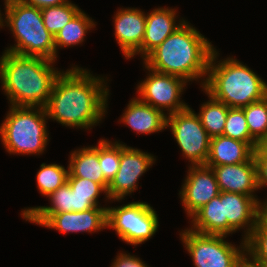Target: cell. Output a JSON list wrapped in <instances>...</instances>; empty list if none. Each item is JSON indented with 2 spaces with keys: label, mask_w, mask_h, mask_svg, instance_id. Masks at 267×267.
<instances>
[{
  "label": "cell",
  "mask_w": 267,
  "mask_h": 267,
  "mask_svg": "<svg viewBox=\"0 0 267 267\" xmlns=\"http://www.w3.org/2000/svg\"><path fill=\"white\" fill-rule=\"evenodd\" d=\"M105 82L106 78L95 77L77 65L62 70L45 106L47 118L73 129H92L107 112L109 89Z\"/></svg>",
  "instance_id": "6da1fadb"
},
{
  "label": "cell",
  "mask_w": 267,
  "mask_h": 267,
  "mask_svg": "<svg viewBox=\"0 0 267 267\" xmlns=\"http://www.w3.org/2000/svg\"><path fill=\"white\" fill-rule=\"evenodd\" d=\"M214 49L211 42L186 20L143 63L154 71L176 75L187 82L201 79L203 89Z\"/></svg>",
  "instance_id": "7a4b0ae2"
},
{
  "label": "cell",
  "mask_w": 267,
  "mask_h": 267,
  "mask_svg": "<svg viewBox=\"0 0 267 267\" xmlns=\"http://www.w3.org/2000/svg\"><path fill=\"white\" fill-rule=\"evenodd\" d=\"M55 61L40 56H23L8 51L0 57V83L11 106L45 107L61 70Z\"/></svg>",
  "instance_id": "3957f363"
},
{
  "label": "cell",
  "mask_w": 267,
  "mask_h": 267,
  "mask_svg": "<svg viewBox=\"0 0 267 267\" xmlns=\"http://www.w3.org/2000/svg\"><path fill=\"white\" fill-rule=\"evenodd\" d=\"M218 57L215 48L209 60L207 79L203 87L208 94L229 108H242L264 99L266 81L234 57L217 61Z\"/></svg>",
  "instance_id": "277c9868"
},
{
  "label": "cell",
  "mask_w": 267,
  "mask_h": 267,
  "mask_svg": "<svg viewBox=\"0 0 267 267\" xmlns=\"http://www.w3.org/2000/svg\"><path fill=\"white\" fill-rule=\"evenodd\" d=\"M4 26L9 27L15 44L5 51L56 60L54 36L45 28L40 8L18 0H4Z\"/></svg>",
  "instance_id": "5b68a950"
},
{
  "label": "cell",
  "mask_w": 267,
  "mask_h": 267,
  "mask_svg": "<svg viewBox=\"0 0 267 267\" xmlns=\"http://www.w3.org/2000/svg\"><path fill=\"white\" fill-rule=\"evenodd\" d=\"M10 109L0 125V138L11 154L40 155L49 144L45 107H16Z\"/></svg>",
  "instance_id": "8992f818"
},
{
  "label": "cell",
  "mask_w": 267,
  "mask_h": 267,
  "mask_svg": "<svg viewBox=\"0 0 267 267\" xmlns=\"http://www.w3.org/2000/svg\"><path fill=\"white\" fill-rule=\"evenodd\" d=\"M227 236L202 234L189 228L180 232L185 249L192 257L194 267H238L246 256V243L240 246L227 242Z\"/></svg>",
  "instance_id": "52a82bcc"
},
{
  "label": "cell",
  "mask_w": 267,
  "mask_h": 267,
  "mask_svg": "<svg viewBox=\"0 0 267 267\" xmlns=\"http://www.w3.org/2000/svg\"><path fill=\"white\" fill-rule=\"evenodd\" d=\"M157 212L146 202L133 201L117 207H107V228L127 244L145 243L158 231Z\"/></svg>",
  "instance_id": "ba28073f"
},
{
  "label": "cell",
  "mask_w": 267,
  "mask_h": 267,
  "mask_svg": "<svg viewBox=\"0 0 267 267\" xmlns=\"http://www.w3.org/2000/svg\"><path fill=\"white\" fill-rule=\"evenodd\" d=\"M170 127L182 155L190 166L205 165L210 150L211 137L203 127L199 116L188 107L170 114L166 118V129Z\"/></svg>",
  "instance_id": "9c48e42d"
},
{
  "label": "cell",
  "mask_w": 267,
  "mask_h": 267,
  "mask_svg": "<svg viewBox=\"0 0 267 267\" xmlns=\"http://www.w3.org/2000/svg\"><path fill=\"white\" fill-rule=\"evenodd\" d=\"M143 66L149 73L144 80L138 83L136 91L142 102L161 110L164 114L167 110V116L189 107L180 98L187 86L185 79L154 71L145 64Z\"/></svg>",
  "instance_id": "30bf717a"
},
{
  "label": "cell",
  "mask_w": 267,
  "mask_h": 267,
  "mask_svg": "<svg viewBox=\"0 0 267 267\" xmlns=\"http://www.w3.org/2000/svg\"><path fill=\"white\" fill-rule=\"evenodd\" d=\"M155 156L121 143L119 170L109 183L108 200L122 201L137 190L138 179L155 163Z\"/></svg>",
  "instance_id": "8fae6325"
},
{
  "label": "cell",
  "mask_w": 267,
  "mask_h": 267,
  "mask_svg": "<svg viewBox=\"0 0 267 267\" xmlns=\"http://www.w3.org/2000/svg\"><path fill=\"white\" fill-rule=\"evenodd\" d=\"M26 221L55 229L62 234L98 232L107 229V207H94L80 212L29 214Z\"/></svg>",
  "instance_id": "7c38bea8"
},
{
  "label": "cell",
  "mask_w": 267,
  "mask_h": 267,
  "mask_svg": "<svg viewBox=\"0 0 267 267\" xmlns=\"http://www.w3.org/2000/svg\"><path fill=\"white\" fill-rule=\"evenodd\" d=\"M186 178L179 191L186 214L191 218L212 198L220 194L212 168L205 165L189 166Z\"/></svg>",
  "instance_id": "4fadbf2b"
},
{
  "label": "cell",
  "mask_w": 267,
  "mask_h": 267,
  "mask_svg": "<svg viewBox=\"0 0 267 267\" xmlns=\"http://www.w3.org/2000/svg\"><path fill=\"white\" fill-rule=\"evenodd\" d=\"M220 201L227 219V235L244 229L242 240H246L261 218L262 201L256 196L230 192H220Z\"/></svg>",
  "instance_id": "5bb4252c"
},
{
  "label": "cell",
  "mask_w": 267,
  "mask_h": 267,
  "mask_svg": "<svg viewBox=\"0 0 267 267\" xmlns=\"http://www.w3.org/2000/svg\"><path fill=\"white\" fill-rule=\"evenodd\" d=\"M114 35L126 59L142 46L146 28V13L138 8H121L114 14Z\"/></svg>",
  "instance_id": "9a60e30c"
},
{
  "label": "cell",
  "mask_w": 267,
  "mask_h": 267,
  "mask_svg": "<svg viewBox=\"0 0 267 267\" xmlns=\"http://www.w3.org/2000/svg\"><path fill=\"white\" fill-rule=\"evenodd\" d=\"M212 168L220 192H230L256 196L257 191V168L254 157L248 162L234 165L207 166Z\"/></svg>",
  "instance_id": "2e32d148"
},
{
  "label": "cell",
  "mask_w": 267,
  "mask_h": 267,
  "mask_svg": "<svg viewBox=\"0 0 267 267\" xmlns=\"http://www.w3.org/2000/svg\"><path fill=\"white\" fill-rule=\"evenodd\" d=\"M177 11L174 8L160 7L146 14L145 35L141 48L131 57L140 54L144 60L168 36L174 33L186 20L176 23Z\"/></svg>",
  "instance_id": "e0dca14e"
},
{
  "label": "cell",
  "mask_w": 267,
  "mask_h": 267,
  "mask_svg": "<svg viewBox=\"0 0 267 267\" xmlns=\"http://www.w3.org/2000/svg\"><path fill=\"white\" fill-rule=\"evenodd\" d=\"M167 115L142 102L138 97L129 101L119 122L126 124L137 134L161 132L166 128Z\"/></svg>",
  "instance_id": "ac0fdd59"
},
{
  "label": "cell",
  "mask_w": 267,
  "mask_h": 267,
  "mask_svg": "<svg viewBox=\"0 0 267 267\" xmlns=\"http://www.w3.org/2000/svg\"><path fill=\"white\" fill-rule=\"evenodd\" d=\"M254 149L247 143L223 135L210 140L209 156L205 166L234 165L248 162Z\"/></svg>",
  "instance_id": "d6986e66"
},
{
  "label": "cell",
  "mask_w": 267,
  "mask_h": 267,
  "mask_svg": "<svg viewBox=\"0 0 267 267\" xmlns=\"http://www.w3.org/2000/svg\"><path fill=\"white\" fill-rule=\"evenodd\" d=\"M70 155L68 177L89 179L99 183L107 191L109 182L104 178L99 163V142L97 146L76 149Z\"/></svg>",
  "instance_id": "ffe728a7"
},
{
  "label": "cell",
  "mask_w": 267,
  "mask_h": 267,
  "mask_svg": "<svg viewBox=\"0 0 267 267\" xmlns=\"http://www.w3.org/2000/svg\"><path fill=\"white\" fill-rule=\"evenodd\" d=\"M189 219H192V226L189 229L195 232L227 236V219H224L220 194L212 198Z\"/></svg>",
  "instance_id": "44dd1931"
},
{
  "label": "cell",
  "mask_w": 267,
  "mask_h": 267,
  "mask_svg": "<svg viewBox=\"0 0 267 267\" xmlns=\"http://www.w3.org/2000/svg\"><path fill=\"white\" fill-rule=\"evenodd\" d=\"M95 27L94 20L81 9L54 37L56 60L59 48L82 44L87 31Z\"/></svg>",
  "instance_id": "7402d4cb"
},
{
  "label": "cell",
  "mask_w": 267,
  "mask_h": 267,
  "mask_svg": "<svg viewBox=\"0 0 267 267\" xmlns=\"http://www.w3.org/2000/svg\"><path fill=\"white\" fill-rule=\"evenodd\" d=\"M202 91L208 95L209 100L200 106L201 108L197 115L211 138L223 135L229 107L226 104L215 100L204 89Z\"/></svg>",
  "instance_id": "603a6c76"
},
{
  "label": "cell",
  "mask_w": 267,
  "mask_h": 267,
  "mask_svg": "<svg viewBox=\"0 0 267 267\" xmlns=\"http://www.w3.org/2000/svg\"><path fill=\"white\" fill-rule=\"evenodd\" d=\"M69 169L56 163H42L36 175L37 188L41 195L49 196L67 182Z\"/></svg>",
  "instance_id": "cb8c5ba5"
},
{
  "label": "cell",
  "mask_w": 267,
  "mask_h": 267,
  "mask_svg": "<svg viewBox=\"0 0 267 267\" xmlns=\"http://www.w3.org/2000/svg\"><path fill=\"white\" fill-rule=\"evenodd\" d=\"M47 197L50 199L51 206L24 208L21 211L22 217L25 219L29 214H56L62 212H72V189L68 182L60 186Z\"/></svg>",
  "instance_id": "d4e9b609"
},
{
  "label": "cell",
  "mask_w": 267,
  "mask_h": 267,
  "mask_svg": "<svg viewBox=\"0 0 267 267\" xmlns=\"http://www.w3.org/2000/svg\"><path fill=\"white\" fill-rule=\"evenodd\" d=\"M250 136L257 142L267 141V102L265 99L242 107Z\"/></svg>",
  "instance_id": "484cf974"
},
{
  "label": "cell",
  "mask_w": 267,
  "mask_h": 267,
  "mask_svg": "<svg viewBox=\"0 0 267 267\" xmlns=\"http://www.w3.org/2000/svg\"><path fill=\"white\" fill-rule=\"evenodd\" d=\"M81 9L68 1L61 5L41 9L45 28L55 37Z\"/></svg>",
  "instance_id": "4316f807"
},
{
  "label": "cell",
  "mask_w": 267,
  "mask_h": 267,
  "mask_svg": "<svg viewBox=\"0 0 267 267\" xmlns=\"http://www.w3.org/2000/svg\"><path fill=\"white\" fill-rule=\"evenodd\" d=\"M246 256L267 267V223L260 218L250 236L245 240Z\"/></svg>",
  "instance_id": "83f0119b"
},
{
  "label": "cell",
  "mask_w": 267,
  "mask_h": 267,
  "mask_svg": "<svg viewBox=\"0 0 267 267\" xmlns=\"http://www.w3.org/2000/svg\"><path fill=\"white\" fill-rule=\"evenodd\" d=\"M223 136L247 142L253 149L257 142L250 136L243 108H229Z\"/></svg>",
  "instance_id": "f1b7e54d"
},
{
  "label": "cell",
  "mask_w": 267,
  "mask_h": 267,
  "mask_svg": "<svg viewBox=\"0 0 267 267\" xmlns=\"http://www.w3.org/2000/svg\"><path fill=\"white\" fill-rule=\"evenodd\" d=\"M121 156V142L99 140V163L104 178L110 183L119 170Z\"/></svg>",
  "instance_id": "f546056e"
},
{
  "label": "cell",
  "mask_w": 267,
  "mask_h": 267,
  "mask_svg": "<svg viewBox=\"0 0 267 267\" xmlns=\"http://www.w3.org/2000/svg\"><path fill=\"white\" fill-rule=\"evenodd\" d=\"M67 182L69 183L71 189L75 190L77 195L100 196L101 193H104L106 195V199H108L107 191L99 183L78 177H68Z\"/></svg>",
  "instance_id": "4dcf8cb0"
},
{
  "label": "cell",
  "mask_w": 267,
  "mask_h": 267,
  "mask_svg": "<svg viewBox=\"0 0 267 267\" xmlns=\"http://www.w3.org/2000/svg\"><path fill=\"white\" fill-rule=\"evenodd\" d=\"M253 157L257 168V185L260 190L267 187V141L257 143Z\"/></svg>",
  "instance_id": "1f68e13d"
},
{
  "label": "cell",
  "mask_w": 267,
  "mask_h": 267,
  "mask_svg": "<svg viewBox=\"0 0 267 267\" xmlns=\"http://www.w3.org/2000/svg\"><path fill=\"white\" fill-rule=\"evenodd\" d=\"M99 196H81L72 190V212L86 211L94 207H101L98 202Z\"/></svg>",
  "instance_id": "d6a6232c"
},
{
  "label": "cell",
  "mask_w": 267,
  "mask_h": 267,
  "mask_svg": "<svg viewBox=\"0 0 267 267\" xmlns=\"http://www.w3.org/2000/svg\"><path fill=\"white\" fill-rule=\"evenodd\" d=\"M110 267H149L139 257L129 253H119Z\"/></svg>",
  "instance_id": "836d02e7"
},
{
  "label": "cell",
  "mask_w": 267,
  "mask_h": 267,
  "mask_svg": "<svg viewBox=\"0 0 267 267\" xmlns=\"http://www.w3.org/2000/svg\"><path fill=\"white\" fill-rule=\"evenodd\" d=\"M18 1L43 9L46 7L61 5L63 3L68 2L69 0H18Z\"/></svg>",
  "instance_id": "e575fe53"
},
{
  "label": "cell",
  "mask_w": 267,
  "mask_h": 267,
  "mask_svg": "<svg viewBox=\"0 0 267 267\" xmlns=\"http://www.w3.org/2000/svg\"><path fill=\"white\" fill-rule=\"evenodd\" d=\"M238 267H266L253 262L249 257L245 256L239 263Z\"/></svg>",
  "instance_id": "d590c367"
},
{
  "label": "cell",
  "mask_w": 267,
  "mask_h": 267,
  "mask_svg": "<svg viewBox=\"0 0 267 267\" xmlns=\"http://www.w3.org/2000/svg\"><path fill=\"white\" fill-rule=\"evenodd\" d=\"M261 218L267 223V200L261 204Z\"/></svg>",
  "instance_id": "8d00e7d4"
},
{
  "label": "cell",
  "mask_w": 267,
  "mask_h": 267,
  "mask_svg": "<svg viewBox=\"0 0 267 267\" xmlns=\"http://www.w3.org/2000/svg\"><path fill=\"white\" fill-rule=\"evenodd\" d=\"M4 14L1 13V10H0V27L2 28L5 24H4Z\"/></svg>",
  "instance_id": "74e56055"
},
{
  "label": "cell",
  "mask_w": 267,
  "mask_h": 267,
  "mask_svg": "<svg viewBox=\"0 0 267 267\" xmlns=\"http://www.w3.org/2000/svg\"><path fill=\"white\" fill-rule=\"evenodd\" d=\"M264 99H265L266 102H267V86H266V90H265V97H264Z\"/></svg>",
  "instance_id": "f35d334b"
}]
</instances>
